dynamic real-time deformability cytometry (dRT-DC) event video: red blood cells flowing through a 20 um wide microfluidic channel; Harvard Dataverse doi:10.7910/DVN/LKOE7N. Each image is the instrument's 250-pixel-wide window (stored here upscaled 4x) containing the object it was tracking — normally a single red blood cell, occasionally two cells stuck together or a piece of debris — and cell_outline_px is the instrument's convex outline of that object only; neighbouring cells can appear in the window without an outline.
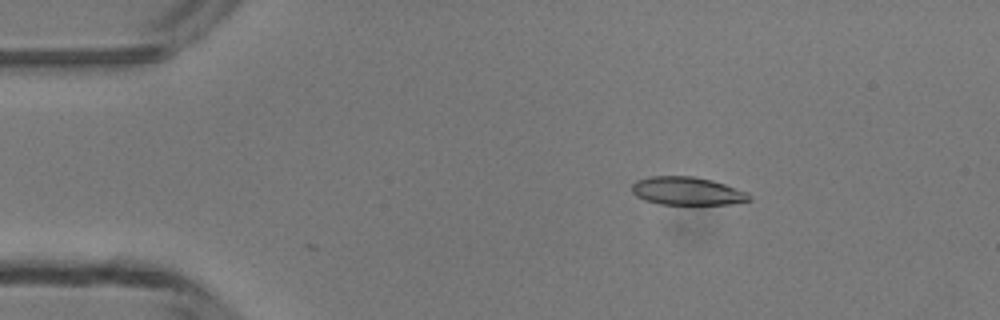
{"species": "common noctule bat (a hibernating species)", "species_latin": "Nyctalus noctula", "temperature_condition": "room temperature", "stored_images_in_passage": 4, "camera_frame_rate_fps": 3000, "um_per_image_px": 0.085, "animal": {"sex": "male", "body_mass_g": 13.3}, "frame": {"image": 1, "passage_image": 3, "time_ms": 2.333, "image_size_px": [1000, 320], "cell_outline_px": [[752, 200], [728, 204], [660, 204], [644, 200], [636, 196], [632, 192], [632, 184], [636, 180], [652, 176], [696, 176], [712, 180], [748, 192], [752, 196]], "centroid_in_image_um": [58.41, 16.23], "position_along_channel_um": 26.6, "area_um2": 19.31}}